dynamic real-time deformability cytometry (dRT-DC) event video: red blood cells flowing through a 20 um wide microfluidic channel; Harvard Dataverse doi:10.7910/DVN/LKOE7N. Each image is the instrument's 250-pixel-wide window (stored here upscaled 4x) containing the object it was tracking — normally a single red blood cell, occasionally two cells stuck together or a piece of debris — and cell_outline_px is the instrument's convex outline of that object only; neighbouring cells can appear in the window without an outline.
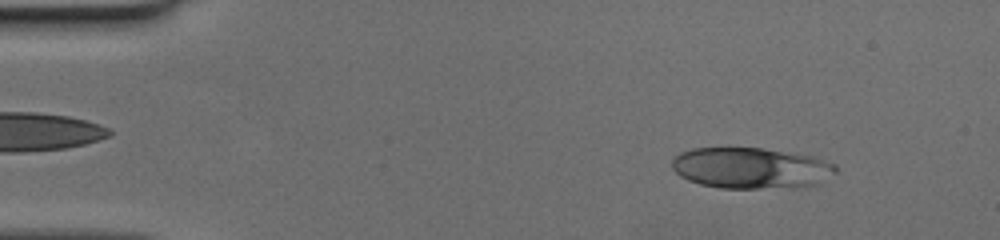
{"species": "human", "species_latin": "Homo sapiens", "temperature_condition": "cold", "stored_images_in_passage": 15, "camera_frame_rate_fps": 3000, "um_per_image_px": 0.085, "donor": {"sex": "female"}, "frame": {"image": 1, "passage_image": 6, "time_ms": 1.667, "image_size_px": [1000, 240], "cell_outline_px": [[836, 172], [820, 184], [796, 188], [720, 188], [700, 184], [688, 180], [680, 176], [672, 168], [672, 160], [680, 152], [692, 148], [760, 148], [812, 156], [836, 164]], "centroid_in_image_um": [63.85, 14.3], "position_along_channel_um": 21.1, "area_um2": 39.36}}